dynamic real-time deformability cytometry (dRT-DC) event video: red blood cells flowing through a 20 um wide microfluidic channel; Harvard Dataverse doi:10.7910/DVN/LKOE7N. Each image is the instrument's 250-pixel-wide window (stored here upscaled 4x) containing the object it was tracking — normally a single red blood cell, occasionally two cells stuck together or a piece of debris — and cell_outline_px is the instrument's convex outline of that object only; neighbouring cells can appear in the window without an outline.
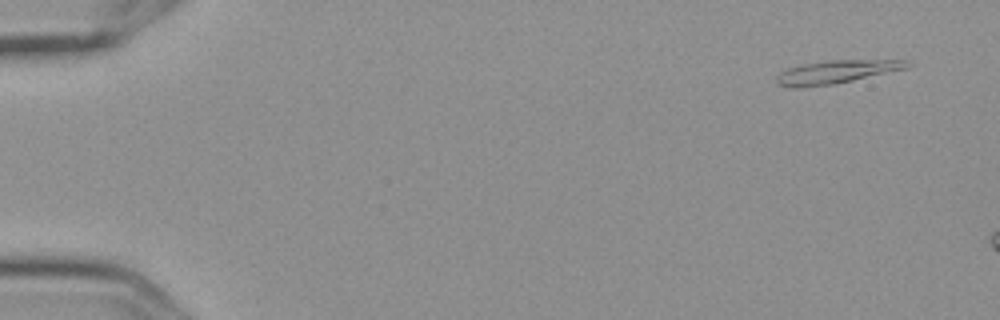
{"species": "Egyptian fruit bat (a non-hibernating species)", "species_latin": "Rousettus aegyptiacus", "temperature_condition": "cold", "stored_images_in_passage": 4, "camera_frame_rate_fps": 3000, "um_per_image_px": 0.085, "frame": {"image": 1, "passage_image": 1, "time_ms": 0.0, "image_size_px": [1000, 320], "cell_outline_px": [[912, 64], [908, 68], [852, 80], [832, 84], [796, 88], [788, 88], [776, 84], [776, 76], [780, 72], [788, 68], [800, 64], [828, 60], [908, 60]], "centroid_in_image_um": [71.04, 6.11], "position_along_channel_um": 14.0, "area_um2": 17.69}}